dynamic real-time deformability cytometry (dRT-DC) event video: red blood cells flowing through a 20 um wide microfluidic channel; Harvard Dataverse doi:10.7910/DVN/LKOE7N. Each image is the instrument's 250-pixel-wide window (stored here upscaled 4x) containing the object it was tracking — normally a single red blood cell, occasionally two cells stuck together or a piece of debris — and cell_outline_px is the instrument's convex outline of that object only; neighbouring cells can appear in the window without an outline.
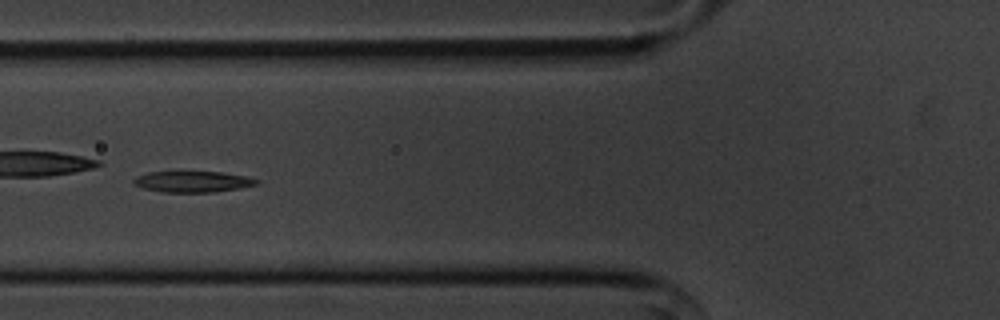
{"species": "common noctule bat (a hibernating species)", "species_latin": "Nyctalus noctula", "temperature_condition": "cold", "stored_images_in_passage": 53, "camera_frame_rate_fps": 3000, "um_per_image_px": 0.085, "animal": {"sex": "male", "body_mass_g": 20.1, "forearm_length_mm": 53.5}, "frame": {"image": 1, "passage_image": 20, "time_ms": 6.333, "image_size_px": [1000, 320], "cell_outline_px": [[260, 184], [240, 188], [212, 192], [160, 192], [144, 188], [132, 184], [132, 180], [136, 176], [148, 172], [224, 172], [248, 176], [260, 180]], "centroid_in_image_um": [16.41, 15.44], "position_along_channel_um": 109.4, "area_um2": 15.26}}
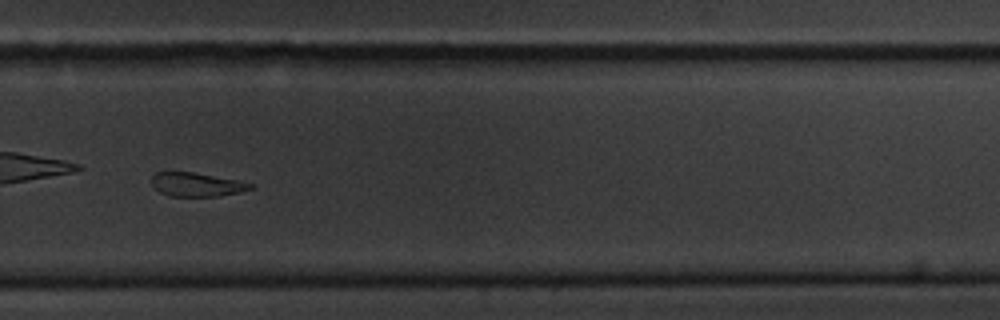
{"frame": {"image": 2, "passage_image": 37, "time_ms": 12.0, "image_size_px": [1000, 320], "cell_outline_px": [[252, 188], [240, 192], [220, 196], [172, 196], [160, 192], [152, 184], [152, 176], [156, 172], [192, 172], [252, 184]], "centroid_in_image_um": [16.66, 15.69], "position_along_channel_um": 313.1, "area_um2": 13.24}}
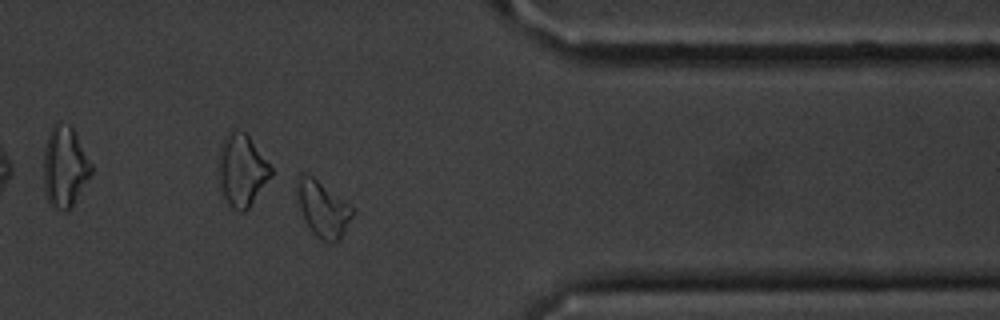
{"frame": {"image": 3, "passage_image": 44, "time_ms": 14.333, "image_size_px": [1000, 320], "cell_outline_px": [[356, 212], [340, 240], [332, 244], [328, 244], [320, 240], [312, 232], [300, 208], [296, 188], [296, 180], [300, 172], [312, 176], [348, 204]], "centroid_in_image_um": [27.46, 17.8], "position_along_channel_um": 383.9, "area_um2": 17.98}, "authors_computed_cell_mechanics": {"area_um2": 15.3748, "velocity_mm_per_s": 3.5987, "shape_relaxation_time_tau1_ms": 10.3226, "shape_relaxation_time_tau2_ms": null, "deformation_change_tau1": 0.2509, "deformation_change_tau2": null}}